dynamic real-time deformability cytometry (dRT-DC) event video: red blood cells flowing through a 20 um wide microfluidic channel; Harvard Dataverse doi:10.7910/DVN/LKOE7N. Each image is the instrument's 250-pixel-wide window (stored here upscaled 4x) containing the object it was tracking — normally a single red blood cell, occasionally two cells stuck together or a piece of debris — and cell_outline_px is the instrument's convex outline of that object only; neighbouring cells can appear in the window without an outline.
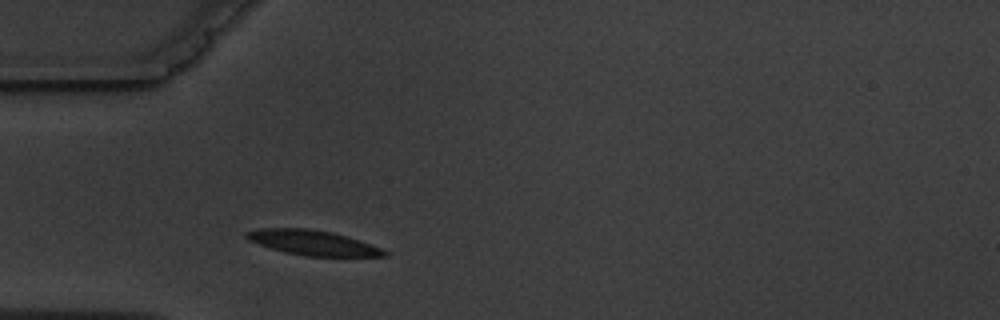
{"species": "common noctule bat (a hibernating species)", "species_latin": "Nyctalus noctula", "temperature_condition": "warm", "stored_images_in_passage": 2, "camera_frame_rate_fps": 3000, "um_per_image_px": 0.085, "animal": {"sex": "male", "body_mass_g": 19.5, "forearm_length_mm": 54.6}, "frame": {"image": 1, "passage_image": 2, "time_ms": 2.0, "image_size_px": [1000, 320], "cell_outline_px": [[388, 256], [304, 256], [284, 252], [248, 240], [244, 236], [244, 232], [260, 228], [308, 228], [332, 232], [348, 236], [360, 240], [380, 248], [388, 252]], "centroid_in_image_um": [26.57, 20.62], "position_along_channel_um": 58.4, "area_um2": 20.0}}